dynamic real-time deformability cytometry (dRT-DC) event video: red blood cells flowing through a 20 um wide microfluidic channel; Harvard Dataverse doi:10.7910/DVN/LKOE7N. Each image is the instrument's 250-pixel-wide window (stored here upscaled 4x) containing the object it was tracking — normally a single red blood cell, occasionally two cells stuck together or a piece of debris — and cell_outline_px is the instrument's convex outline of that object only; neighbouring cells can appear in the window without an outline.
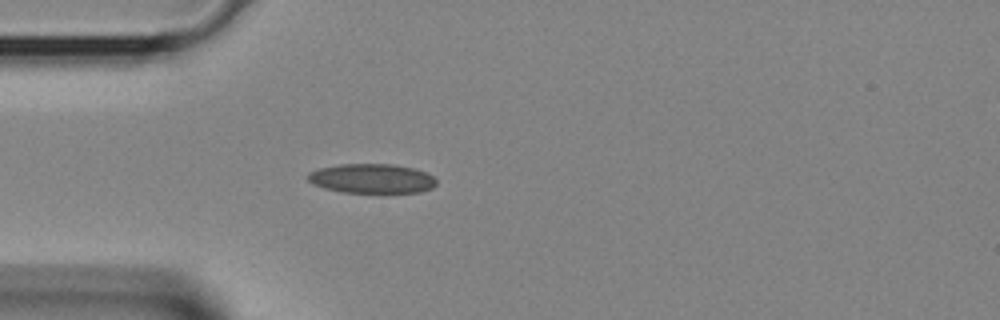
{"species": "Egyptian fruit bat (a non-hibernating species)", "species_latin": "Rousettus aegyptiacus", "temperature_condition": "room temperature", "stored_images_in_passage": 5, "camera_frame_rate_fps": 3000, "um_per_image_px": 0.085, "animal": {"sex": "female"}, "frame": {"image": 1, "passage_image": 1, "time_ms": 0.0, "image_size_px": [1000, 320], "cell_outline_px": [[436, 184], [432, 188], [420, 192], [344, 192], [324, 188], [312, 184], [304, 176], [308, 172], [320, 168], [340, 164], [392, 164], [412, 168], [428, 172], [436, 180]], "centroid_in_image_um": [31.58, 15.17], "position_along_channel_um": 53.4, "area_um2": 22.08}}
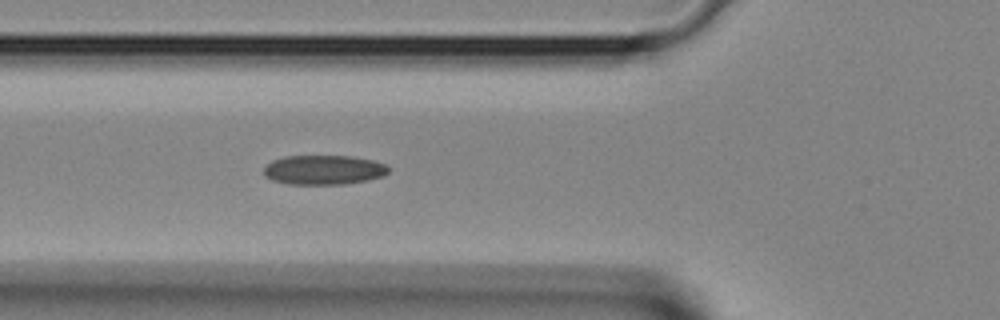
{"frame": {"image": 2, "passage_image": 4, "time_ms": 1.0, "image_size_px": [1000, 320], "cell_outline_px": [[388, 172], [384, 176], [368, 180], [344, 184], [288, 184], [272, 180], [264, 176], [264, 168], [272, 160], [284, 156], [352, 156], [372, 160], [388, 164]], "centroid_in_image_um": [27.53, 14.44], "position_along_channel_um": 98.3, "area_um2": 21.56}}